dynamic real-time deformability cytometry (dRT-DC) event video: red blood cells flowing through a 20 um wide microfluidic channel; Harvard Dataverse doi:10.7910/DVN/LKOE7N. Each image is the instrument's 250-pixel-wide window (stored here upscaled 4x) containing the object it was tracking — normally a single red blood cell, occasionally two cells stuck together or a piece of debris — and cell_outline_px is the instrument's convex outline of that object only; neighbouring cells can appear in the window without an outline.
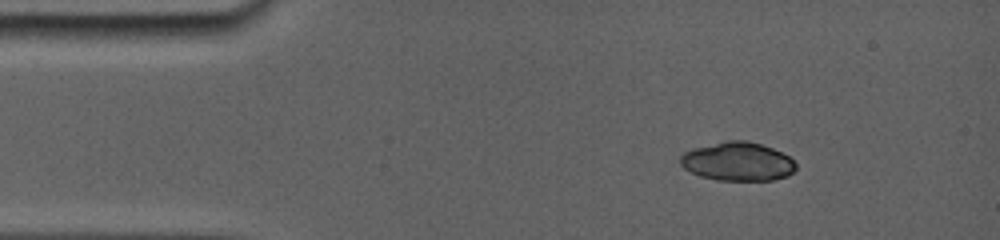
{"species": "common noctule bat (a hibernating species)", "species_latin": "Nyctalus noctula", "temperature_condition": "room temperature", "stored_images_in_passage": 4, "camera_frame_rate_fps": 5000, "um_per_image_px": 0.085, "animal": {"sex": "female", "body_mass_g": 19.0, "forearm_length_mm": 56.7}, "frame": {"image": 1, "passage_image": 1, "time_ms": 0.0, "image_size_px": [1000, 240], "cell_outline_px": [[796, 168], [788, 176], [772, 180], [716, 180], [700, 176], [684, 168], [680, 164], [680, 156], [688, 152], [700, 148], [720, 144], [760, 144], [780, 152], [788, 156], [796, 164]], "centroid_in_image_um": [62.75, 13.82], "position_along_channel_um": 22.3, "area_um2": 24.45}}
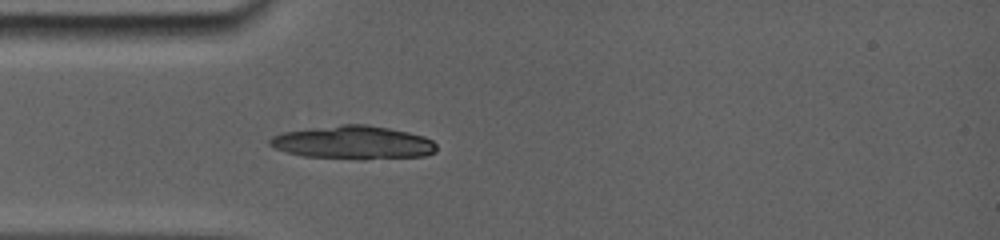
{"frame": {"image": 2, "passage_image": 4, "time_ms": 2.4, "image_size_px": [1000, 240], "cell_outline_px": [[436, 152], [424, 156], [304, 156], [288, 152], [276, 148], [268, 140], [276, 136], [288, 132], [344, 124], [364, 124], [388, 128], [420, 136], [432, 140], [436, 144]], "centroid_in_image_um": [30.06, 12.07], "position_along_channel_um": 54.9, "area_um2": 30.0}}